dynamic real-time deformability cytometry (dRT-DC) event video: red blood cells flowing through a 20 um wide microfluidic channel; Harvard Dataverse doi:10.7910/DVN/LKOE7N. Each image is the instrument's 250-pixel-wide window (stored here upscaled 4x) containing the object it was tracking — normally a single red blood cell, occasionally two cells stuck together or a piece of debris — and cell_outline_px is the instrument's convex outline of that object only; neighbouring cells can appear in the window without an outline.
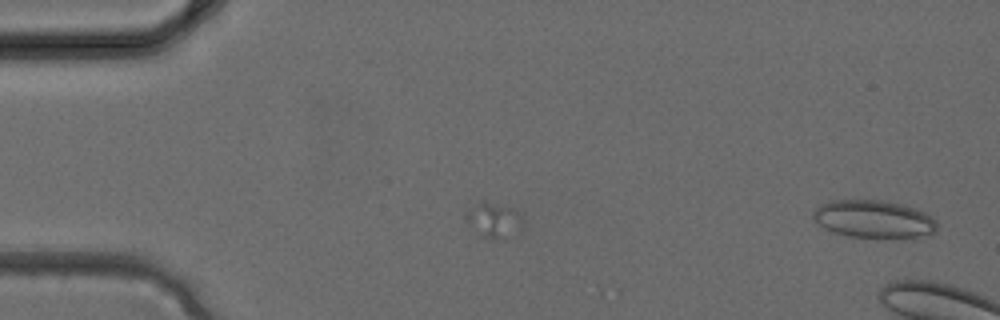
{"species": "common noctule bat (a hibernating species)", "species_latin": "Nyctalus noctula", "temperature_condition": "cold", "stored_images_in_passage": 2, "camera_frame_rate_fps": 3000, "um_per_image_px": 0.085, "animal": {"sex": "female", "body_mass_g": 24.6, "forearm_length_mm": 56.2}, "frame": {"image": 1, "passage_image": 2, "time_ms": 0.333, "image_size_px": [1000, 320], "cell_outline_px": [[936, 232], [932, 236], [912, 240], [900, 240], [848, 236], [832, 232], [824, 228], [812, 216], [812, 212], [820, 204], [828, 200], [884, 200], [904, 204], [916, 208], [932, 216], [936, 220]], "centroid_in_image_um": [74.37, 18.67], "position_along_channel_um": 10.6, "area_um2": 28.5}}